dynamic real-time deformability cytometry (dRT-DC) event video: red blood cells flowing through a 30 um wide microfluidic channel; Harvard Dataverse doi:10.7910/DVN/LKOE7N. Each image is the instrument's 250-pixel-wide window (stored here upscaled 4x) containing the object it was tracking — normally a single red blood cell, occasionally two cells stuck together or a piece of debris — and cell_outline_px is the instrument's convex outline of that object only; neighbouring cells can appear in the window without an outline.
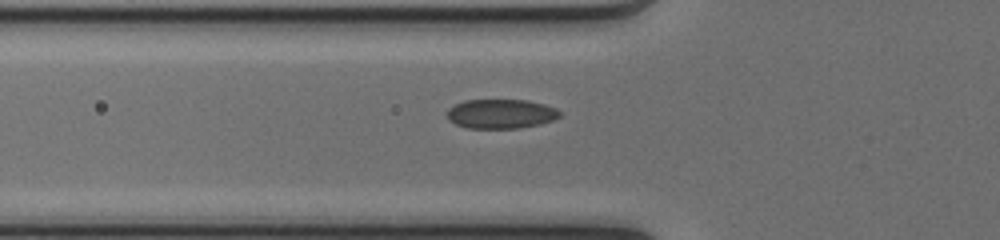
{"species": "common noctule bat (a hibernating species)", "species_latin": "Nyctalus noctula", "temperature_condition": "cold", "stored_images_in_passage": 30, "camera_frame_rate_fps": 3000, "um_per_image_px": 0.085, "animal": {"sex": "female", "body_mass_g": 17.0, "forearm_length_mm": 48.0}, "frame": {"image": 1, "passage_image": 5, "time_ms": 1.333, "image_size_px": [1000, 240], "cell_outline_px": [[560, 116], [552, 120], [540, 124], [520, 128], [468, 128], [456, 124], [448, 120], [448, 108], [464, 100], [528, 100], [544, 104], [556, 108], [560, 112]], "centroid_in_image_um": [42.58, 9.67], "position_along_channel_um": 83.2, "area_um2": 19.25}}
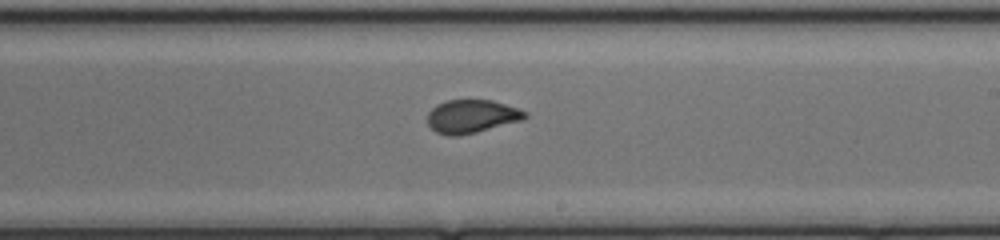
{"frame": {"image": 2, "passage_image": 17, "time_ms": 5.333, "image_size_px": [1000, 240], "cell_outline_px": [[528, 116], [524, 120], [460, 136], [448, 136], [436, 132], [428, 124], [428, 112], [436, 104], [444, 100], [492, 100], [520, 108], [528, 112]], "centroid_in_image_um": [40.12, 9.89], "position_along_channel_um": 248.9, "area_um2": 19.19}}
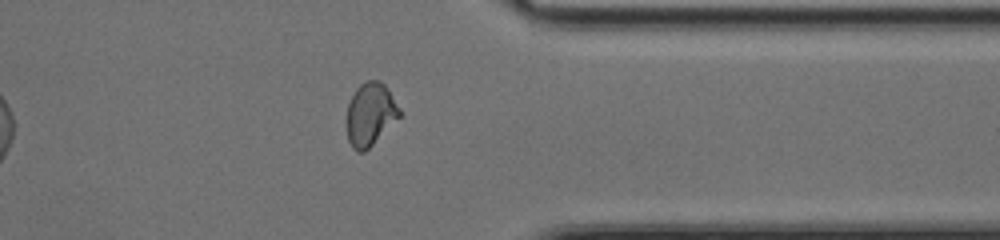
{"frame": {"image": 3, "passage_image": 27, "time_ms": 8.667, "image_size_px": [1000, 240], "cell_outline_px": [[400, 116], [364, 152], [356, 152], [352, 148], [348, 140], [344, 120], [348, 104], [356, 88], [360, 84], [368, 80], [380, 80], [384, 84], [400, 108]], "centroid_in_image_um": [31.42, 9.72], "position_along_channel_um": 380.0, "area_um2": 19.48}, "authors_computed_cell_mechanics": {"area_um2": 19.363, "velocity_mm_per_s": 4.1282, "shape_relaxation_time_tau1_ms": 4.4408, "shape_relaxation_time_tau2_ms": 0.816, "deformation_change_tau1": 0.1364, "deformation_change_tau2": 0.0482}}